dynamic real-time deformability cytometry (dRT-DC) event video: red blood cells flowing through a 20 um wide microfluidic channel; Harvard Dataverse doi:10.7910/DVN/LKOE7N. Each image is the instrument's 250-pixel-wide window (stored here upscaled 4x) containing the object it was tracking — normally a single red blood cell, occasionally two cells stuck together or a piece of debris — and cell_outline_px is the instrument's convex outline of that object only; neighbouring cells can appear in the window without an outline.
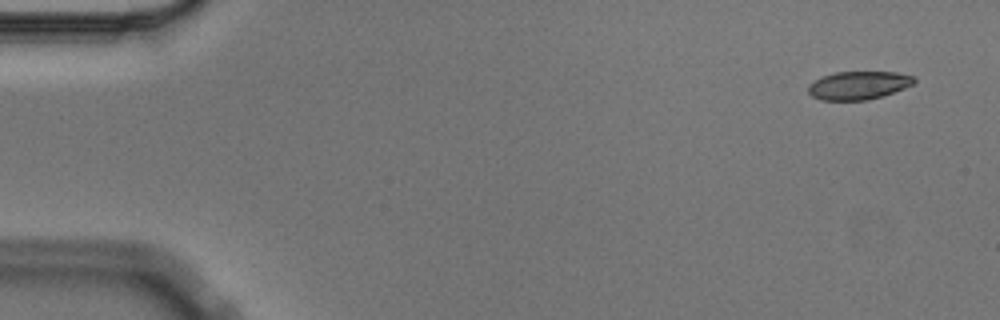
{"species": "Egyptian fruit bat (a non-hibernating species)", "species_latin": "Rousettus aegyptiacus", "temperature_condition": "cold", "stored_images_in_passage": 4, "camera_frame_rate_fps": 3000, "um_per_image_px": 0.085, "animal": {"sex": "male"}, "frame": {"image": 1, "passage_image": 1, "time_ms": 0.0, "image_size_px": [1000, 320], "cell_outline_px": [[916, 80], [912, 84], [904, 88], [868, 100], [820, 100], [812, 96], [808, 92], [808, 84], [824, 76], [836, 72], [896, 72], [916, 76]], "centroid_in_image_um": [72.97, 7.25], "position_along_channel_um": 12.0, "area_um2": 17.28}}
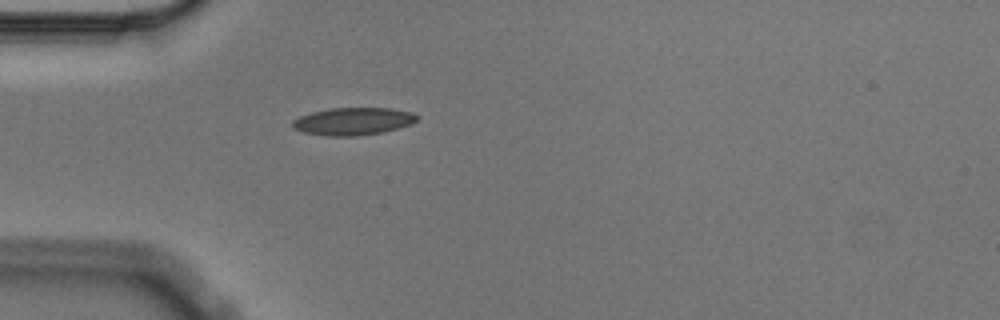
{"frame": {"image": 2, "passage_image": 4, "time_ms": 1.0, "image_size_px": [1000, 320], "cell_outline_px": [[420, 116], [412, 124], [380, 132], [356, 136], [328, 136], [304, 132], [292, 128], [292, 120], [300, 116], [312, 112], [328, 108], [392, 108], [412, 112]], "centroid_in_image_um": [30.01, 10.3], "position_along_channel_um": 55.0, "area_um2": 19.94}}